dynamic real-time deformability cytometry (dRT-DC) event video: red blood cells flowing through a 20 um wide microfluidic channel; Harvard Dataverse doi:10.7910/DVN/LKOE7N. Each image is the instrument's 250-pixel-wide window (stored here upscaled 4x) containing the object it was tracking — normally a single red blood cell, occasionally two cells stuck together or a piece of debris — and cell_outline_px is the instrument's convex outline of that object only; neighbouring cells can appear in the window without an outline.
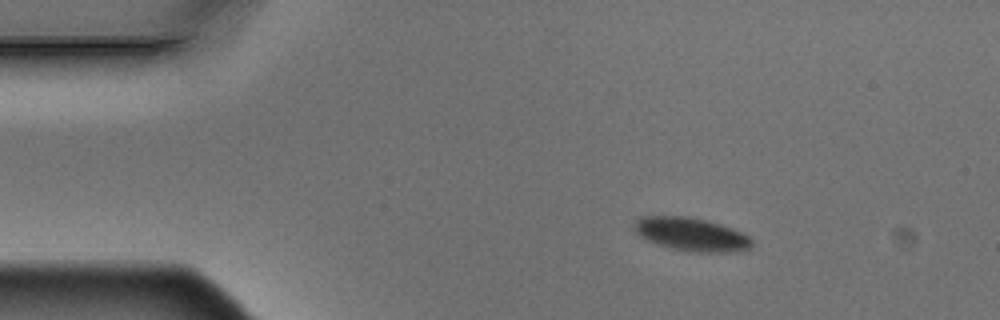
{"species": "Egyptian fruit bat (a non-hibernating species)", "species_latin": "Rousettus aegyptiacus", "temperature_condition": "warm", "stored_images_in_passage": 4, "camera_frame_rate_fps": 3000, "um_per_image_px": 0.085, "animal": {"sex": "male"}, "frame": {"image": 1, "passage_image": 1, "time_ms": 0.0, "image_size_px": [1000, 320], "cell_outline_px": [[752, 244], [748, 248], [740, 252], [700, 252], [672, 248], [648, 240], [640, 236], [636, 232], [636, 220], [640, 216], [688, 216], [708, 220], [732, 228], [748, 236], [752, 240]], "centroid_in_image_um": [58.8, 19.9], "position_along_channel_um": 26.2, "area_um2": 22.54}}
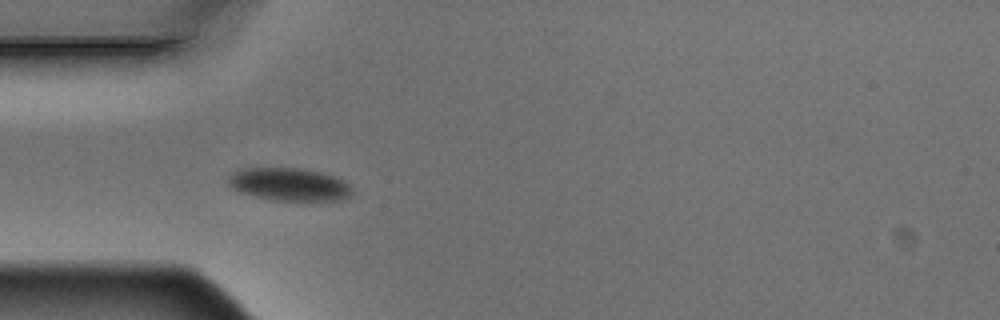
{"frame": {"image": 2, "passage_image": 3, "time_ms": 0.667, "image_size_px": [1000, 320], "cell_outline_px": [[352, 196], [344, 200], [276, 200], [252, 196], [240, 192], [232, 188], [228, 184], [228, 180], [232, 172], [244, 168], [300, 168], [324, 172], [336, 176], [344, 180], [352, 188]], "centroid_in_image_um": [24.62, 15.67], "position_along_channel_um": 60.4, "area_um2": 23.93}}
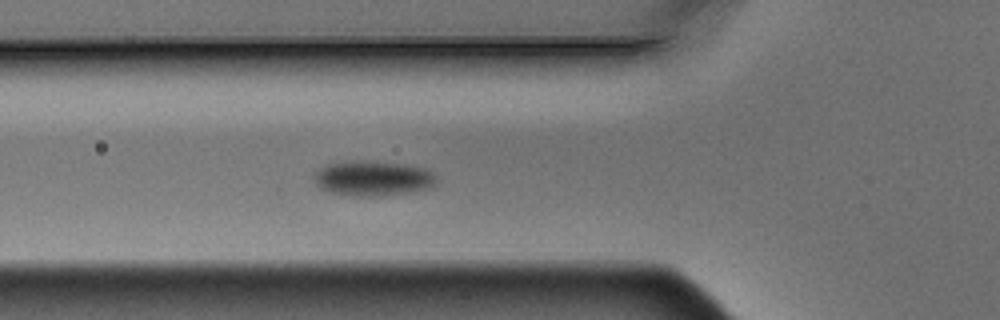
{"frame": {"image": 3, "passage_image": 4, "time_ms": 1.0, "image_size_px": [1000, 320], "cell_outline_px": [[440, 180], [432, 188], [408, 192], [380, 196], [356, 196], [328, 192], [320, 188], [316, 184], [312, 176], [312, 172], [324, 164], [352, 160], [360, 160], [404, 164], [424, 168], [432, 172]], "centroid_in_image_um": [31.66, 15.15], "position_along_channel_um": 94.1, "area_um2": 25.55}}